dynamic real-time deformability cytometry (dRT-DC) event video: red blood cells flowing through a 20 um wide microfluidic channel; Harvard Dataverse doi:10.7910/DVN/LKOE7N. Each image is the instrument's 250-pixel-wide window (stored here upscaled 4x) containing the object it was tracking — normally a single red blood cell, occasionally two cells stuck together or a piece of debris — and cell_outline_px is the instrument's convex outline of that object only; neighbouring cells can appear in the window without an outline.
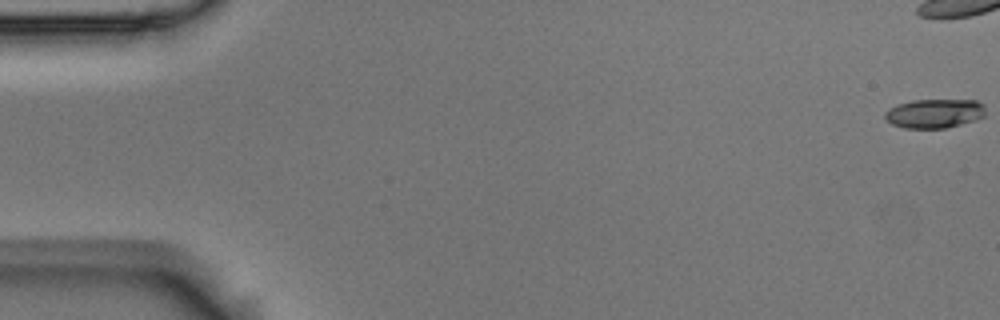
{"species": "Egyptian fruit bat (a non-hibernating species)", "species_latin": "Rousettus aegyptiacus", "temperature_condition": "room temperature", "stored_images_in_passage": 17, "camera_frame_rate_fps": 3000, "um_per_image_px": 0.085, "animal": {"sex": "male"}, "frame": {"image": 1, "passage_image": 1, "time_ms": 0.0, "image_size_px": [1000, 320], "cell_outline_px": [[984, 116], [960, 124], [944, 128], [904, 128], [892, 124], [884, 116], [884, 112], [888, 108], [896, 104], [912, 100], [976, 100], [984, 104]], "centroid_in_image_um": [79.38, 9.63], "position_along_channel_um": 5.6, "area_um2": 16.99}}